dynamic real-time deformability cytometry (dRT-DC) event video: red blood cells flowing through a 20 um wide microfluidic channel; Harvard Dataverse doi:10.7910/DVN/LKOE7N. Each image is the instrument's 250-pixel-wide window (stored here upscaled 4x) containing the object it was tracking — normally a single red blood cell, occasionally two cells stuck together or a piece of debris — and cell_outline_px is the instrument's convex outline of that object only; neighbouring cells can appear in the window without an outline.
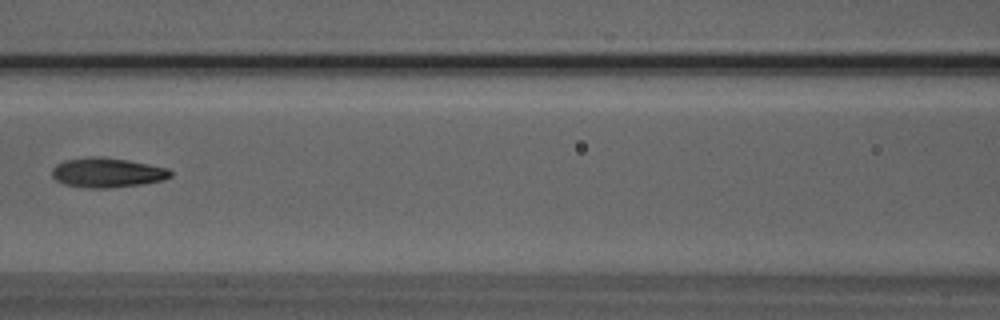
{"species": "Egyptian fruit bat (a non-hibernating species)", "species_latin": "Rousettus aegyptiacus", "temperature_condition": "room temperature", "stored_images_in_passage": 6, "camera_frame_rate_fps": 3000, "um_per_image_px": 0.085, "animal": {"sex": "male"}, "frame": {"image": 1, "passage_image": 6, "time_ms": 1.667, "image_size_px": [1000, 320], "cell_outline_px": [[172, 176], [164, 180], [140, 184], [108, 188], [88, 188], [64, 184], [56, 180], [52, 176], [52, 168], [56, 164], [64, 160], [88, 156], [100, 156], [128, 160], [168, 168], [172, 172]], "centroid_in_image_um": [9.09, 14.66], "position_along_channel_um": 157.5, "area_um2": 20.58}}